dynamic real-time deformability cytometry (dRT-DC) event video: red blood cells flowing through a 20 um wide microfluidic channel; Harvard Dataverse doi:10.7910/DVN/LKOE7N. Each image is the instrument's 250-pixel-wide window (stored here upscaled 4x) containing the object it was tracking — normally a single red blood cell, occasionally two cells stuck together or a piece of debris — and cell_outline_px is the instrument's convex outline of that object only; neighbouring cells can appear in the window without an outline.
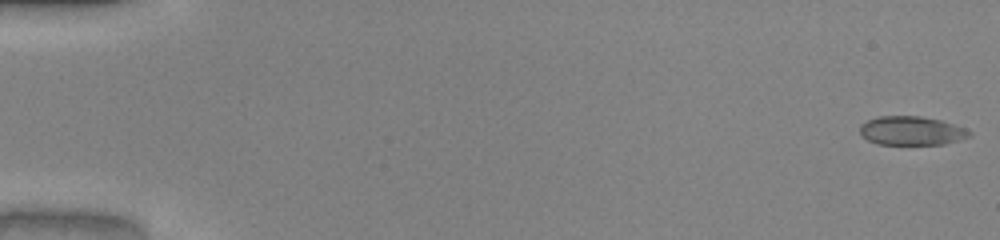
{"species": "common noctule bat (a hibernating species)", "species_latin": "Nyctalus noctula", "temperature_condition": "warm", "stored_images_in_passage": 51, "camera_frame_rate_fps": 3000, "um_per_image_px": 0.085, "animal": {"sex": "male", "body_mass_g": 20.0, "forearm_length_mm": 53.3}, "frame": {"image": 1, "passage_image": 1, "time_ms": 0.0, "image_size_px": [1000, 240], "cell_outline_px": [[972, 136], [960, 140], [944, 144], [876, 144], [868, 140], [860, 132], [860, 124], [868, 120], [880, 116], [920, 116], [940, 120], [964, 128], [972, 132]], "centroid_in_image_um": [77.49, 11.12], "position_along_channel_um": 7.5, "area_um2": 18.32}}
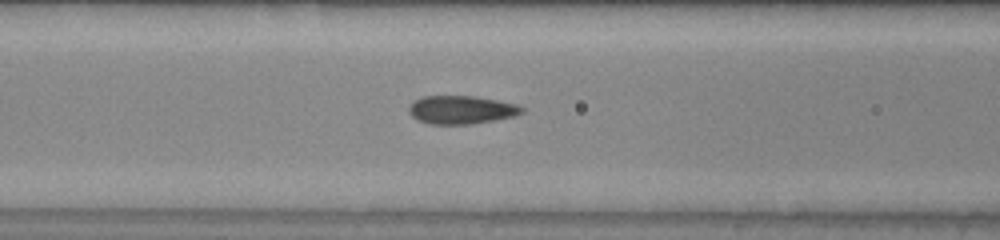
{"frame": {"image": 2, "passage_image": 22, "time_ms": 7.0, "image_size_px": [1000, 240], "cell_outline_px": [[524, 112], [516, 116], [468, 124], [428, 124], [416, 120], [408, 112], [408, 108], [416, 100], [424, 96], [472, 96], [496, 100], [516, 104], [524, 108]], "centroid_in_image_um": [39.2, 9.34], "position_along_channel_um": 127.4, "area_um2": 18.5}}
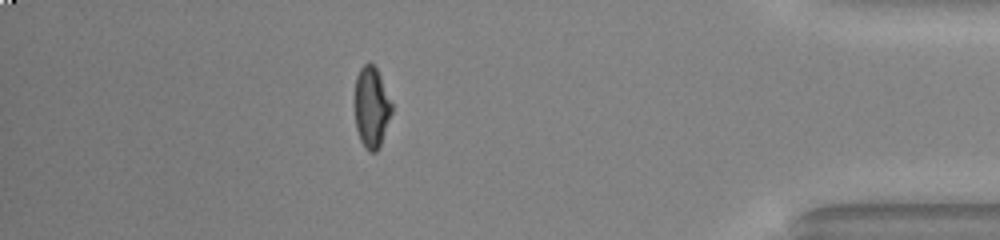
{"frame": {"image": 3, "passage_image": 45, "time_ms": 14.667, "image_size_px": [1000, 240], "cell_outline_px": [[392, 112], [380, 148], [376, 152], [368, 152], [364, 148], [360, 140], [356, 128], [356, 76], [360, 68], [368, 60], [376, 68], [380, 76], [392, 104]], "centroid_in_image_um": [31.59, 9.15], "position_along_channel_um": 403.6, "area_um2": 17.4}, "authors_computed_cell_mechanics": {"area_um2": 18.6116, "velocity_mm_per_s": 4.1176, "shape_relaxation_time_tau1_ms": 6.102, "shape_relaxation_time_tau2_ms": null, "deformation_change_tau1": 0.1759, "deformation_change_tau2": null}}